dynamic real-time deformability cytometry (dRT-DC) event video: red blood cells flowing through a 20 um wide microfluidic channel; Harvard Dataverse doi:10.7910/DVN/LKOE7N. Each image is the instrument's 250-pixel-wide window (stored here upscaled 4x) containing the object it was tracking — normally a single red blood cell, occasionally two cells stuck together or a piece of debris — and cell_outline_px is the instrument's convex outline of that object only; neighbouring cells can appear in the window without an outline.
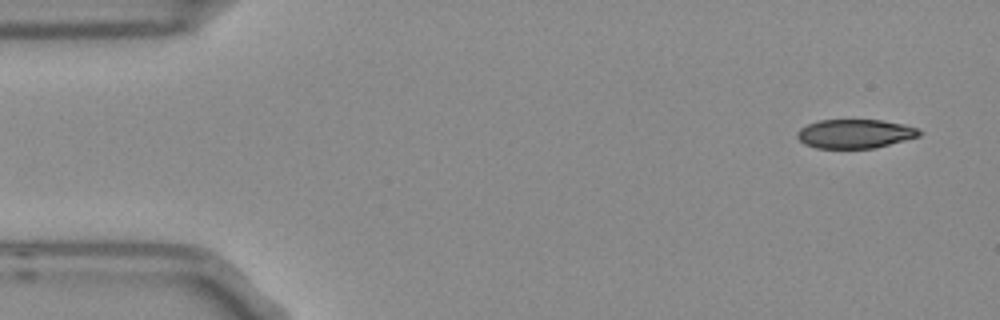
{"species": "Egyptian fruit bat (a non-hibernating species)", "species_latin": "Rousettus aegyptiacus", "temperature_condition": "room temperature", "stored_images_in_passage": 7, "camera_frame_rate_fps": 3000, "um_per_image_px": 0.085, "frame": {"image": 1, "passage_image": 1, "time_ms": 0.0, "image_size_px": [1000, 320], "cell_outline_px": [[924, 132], [920, 136], [876, 148], [816, 148], [804, 144], [796, 136], [796, 132], [800, 128], [808, 124], [820, 120], [880, 120], [904, 124], [916, 128]], "centroid_in_image_um": [72.68, 11.37], "position_along_channel_um": 12.3, "area_um2": 20.69}}
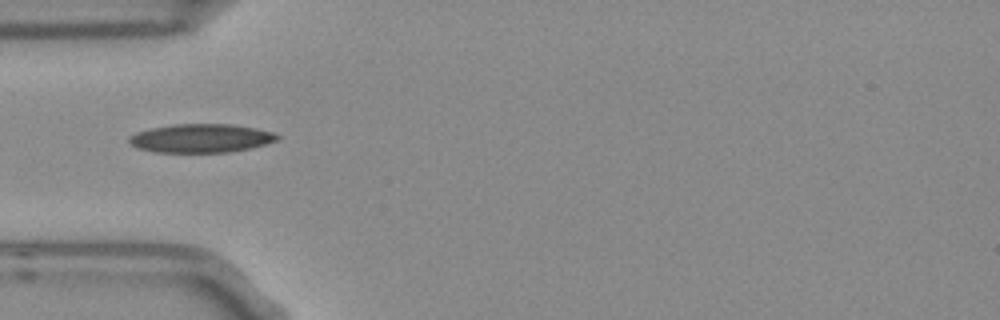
{"frame": {"image": 2, "passage_image": 4, "time_ms": 1.0, "image_size_px": [1000, 320], "cell_outline_px": [[280, 136], [276, 140], [252, 148], [228, 152], [156, 152], [136, 148], [128, 144], [128, 136], [136, 132], [152, 128], [172, 124], [232, 124], [256, 128], [272, 132]], "centroid_in_image_um": [17.03, 11.75], "position_along_channel_um": 68.0, "area_um2": 24.8}}
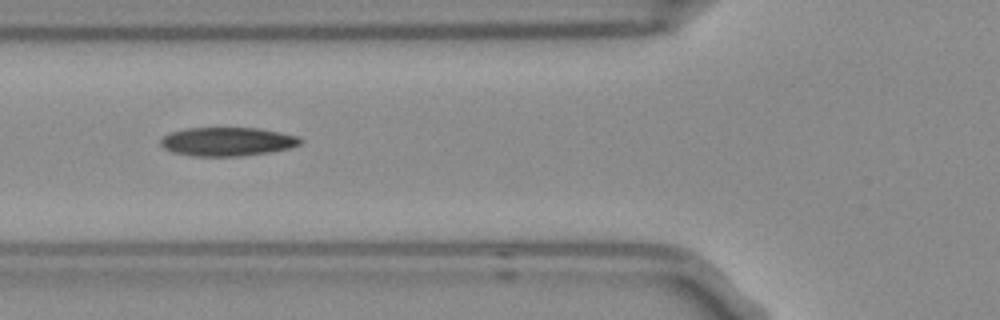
{"frame": {"image": 3, "passage_image": 5, "time_ms": 1.333, "image_size_px": [1000, 320], "cell_outline_px": [[304, 140], [300, 144], [288, 148], [268, 152], [240, 156], [192, 156], [172, 152], [164, 148], [160, 144], [160, 140], [168, 132], [188, 128], [260, 128], [280, 132], [296, 136]], "centroid_in_image_um": [19.29, 12.03], "position_along_channel_um": 106.5, "area_um2": 23.35}}